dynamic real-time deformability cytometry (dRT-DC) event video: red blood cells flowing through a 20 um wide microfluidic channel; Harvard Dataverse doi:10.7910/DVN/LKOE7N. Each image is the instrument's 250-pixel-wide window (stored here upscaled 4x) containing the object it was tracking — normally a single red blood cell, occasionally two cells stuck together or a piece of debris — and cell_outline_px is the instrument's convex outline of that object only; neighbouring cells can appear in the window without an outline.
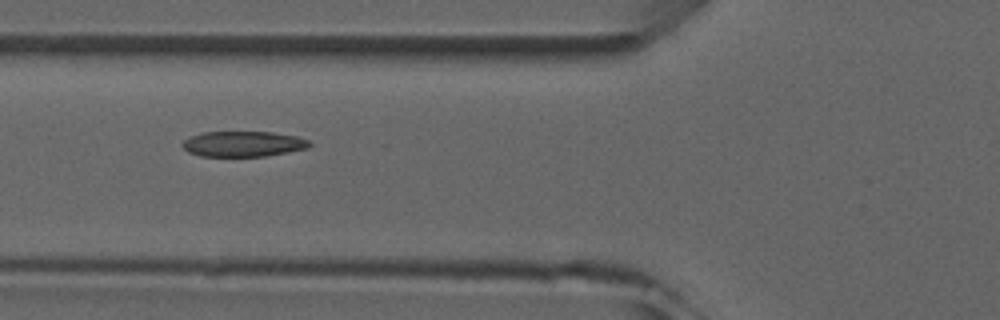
{"species": "common noctule bat (a hibernating species)", "species_latin": "Nyctalus noctula", "temperature_condition": "room temperature", "stored_images_in_passage": 9, "camera_frame_rate_fps": 3000, "um_per_image_px": 0.085, "animal": {"sex": "male", "forearm_length_mm": 52.5}, "frame": {"image": 1, "passage_image": 6, "time_ms": 5.667, "image_size_px": [1000, 320], "cell_outline_px": [[312, 144], [308, 148], [288, 152], [264, 156], [200, 156], [188, 152], [180, 144], [188, 136], [204, 132], [272, 132], [296, 136], [308, 140]], "centroid_in_image_um": [20.64, 12.23], "position_along_channel_um": 105.2, "area_um2": 18.9}}
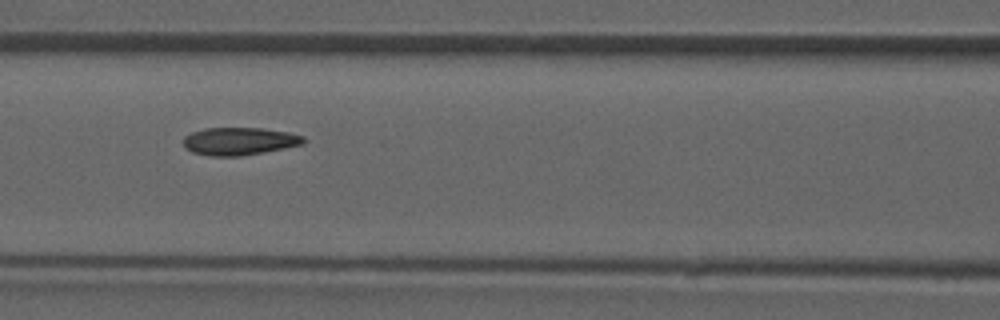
{"frame": {"image": 2, "passage_image": 7, "time_ms": 6.667, "image_size_px": [1000, 320], "cell_outline_px": [[308, 140], [304, 144], [284, 148], [240, 156], [212, 156], [192, 152], [184, 148], [184, 136], [192, 132], [204, 128], [264, 128], [288, 132], [304, 136]], "centroid_in_image_um": [20.36, 12.0], "position_along_channel_um": 146.2, "area_um2": 19.48}}